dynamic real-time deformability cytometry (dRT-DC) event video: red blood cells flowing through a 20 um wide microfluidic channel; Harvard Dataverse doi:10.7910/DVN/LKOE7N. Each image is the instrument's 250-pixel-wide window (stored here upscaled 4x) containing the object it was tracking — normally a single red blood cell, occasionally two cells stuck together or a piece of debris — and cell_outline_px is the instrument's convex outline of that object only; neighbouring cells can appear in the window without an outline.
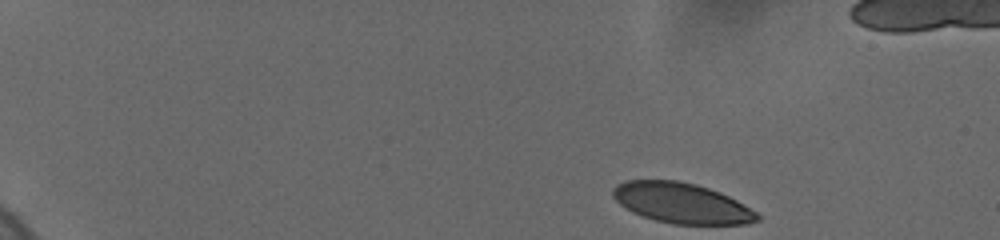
{"species": "human", "species_latin": "Homo sapiens", "temperature_condition": "cold", "stored_images_in_passage": 41, "camera_frame_rate_fps": 3000, "um_per_image_px": 0.085, "donor": {"sex": "female"}, "frame": {"image": 1, "passage_image": 1, "time_ms": 0.0, "image_size_px": [1000, 240], "cell_outline_px": [[760, 220], [748, 224], [672, 224], [656, 220], [632, 212], [624, 208], [612, 196], [612, 188], [616, 184], [624, 180], [680, 180], [696, 184], [720, 192], [736, 200], [756, 212], [760, 216]], "centroid_in_image_um": [57.91, 17.25], "position_along_channel_um": 27.1, "area_um2": 34.04}}
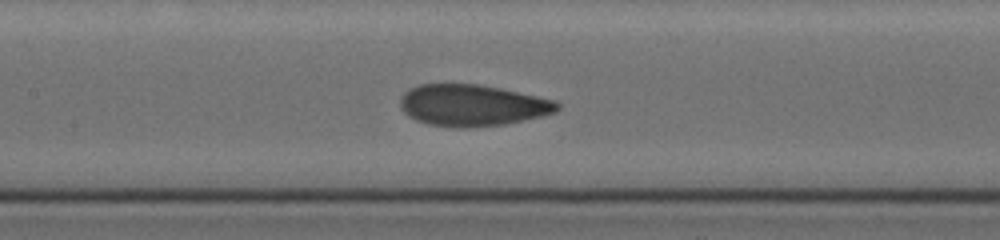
{"frame": {"image": 2, "passage_image": 25, "time_ms": 7.333, "image_size_px": [1000, 240], "cell_outline_px": [[560, 108], [556, 112], [540, 116], [504, 124], [468, 128], [456, 128], [428, 124], [416, 120], [408, 116], [400, 108], [400, 100], [404, 92], [408, 88], [420, 84], [476, 84], [500, 88], [556, 100], [560, 104]], "centroid_in_image_um": [40.12, 8.95], "position_along_channel_um": 167.3, "area_um2": 38.09}}
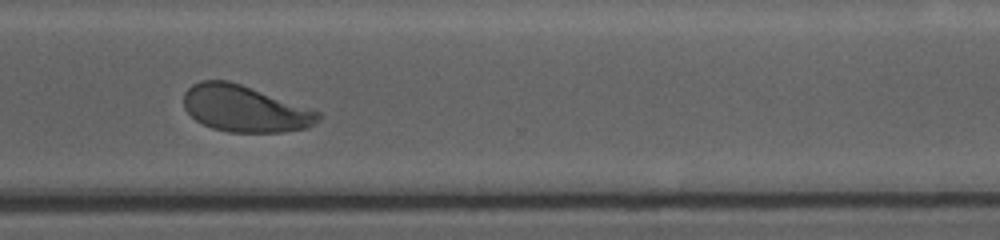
{"frame": {"image": 3, "passage_image": 40, "time_ms": 12.333, "image_size_px": [1000, 240], "cell_outline_px": [[320, 116], [308, 128], [284, 132], [228, 132], [212, 128], [196, 120], [184, 108], [184, 92], [192, 84], [200, 80], [228, 80], [240, 84], [320, 112]], "centroid_in_image_um": [20.76, 9.24], "position_along_channel_um": 349.8, "area_um2": 36.01}}